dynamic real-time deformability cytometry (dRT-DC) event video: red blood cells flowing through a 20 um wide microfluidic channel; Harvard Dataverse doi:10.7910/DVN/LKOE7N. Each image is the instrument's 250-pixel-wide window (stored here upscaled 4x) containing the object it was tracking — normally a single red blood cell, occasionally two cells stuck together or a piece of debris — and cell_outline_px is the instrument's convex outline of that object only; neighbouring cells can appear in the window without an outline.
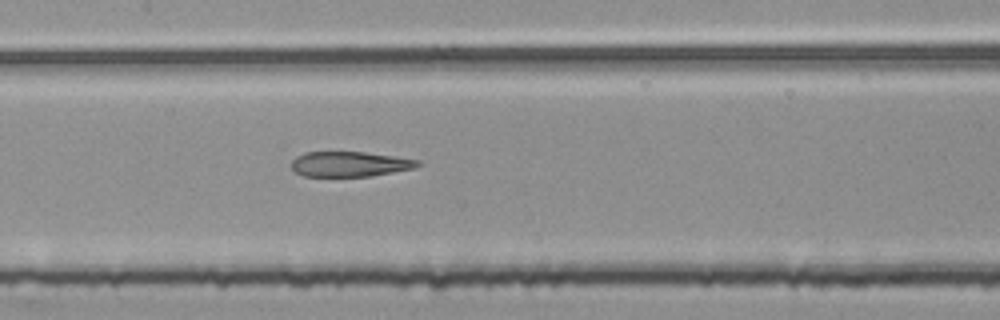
{"species": "common noctule bat (a hibernating species)", "species_latin": "Nyctalus noctula", "temperature_condition": "room temperature", "stored_images_in_passage": 54, "camera_frame_rate_fps": 3000, "um_per_image_px": 0.085, "animal": {"sex": "female", "body_mass_g": 25.1}, "frame": {"image": 1, "passage_image": 26, "time_ms": 8.333, "image_size_px": [1000, 320], "cell_outline_px": [[420, 164], [416, 168], [372, 176], [304, 176], [296, 172], [292, 168], [292, 160], [296, 156], [304, 152], [364, 152], [420, 160]], "centroid_in_image_um": [29.73, 13.95], "position_along_channel_um": 177.7, "area_um2": 18.44}}
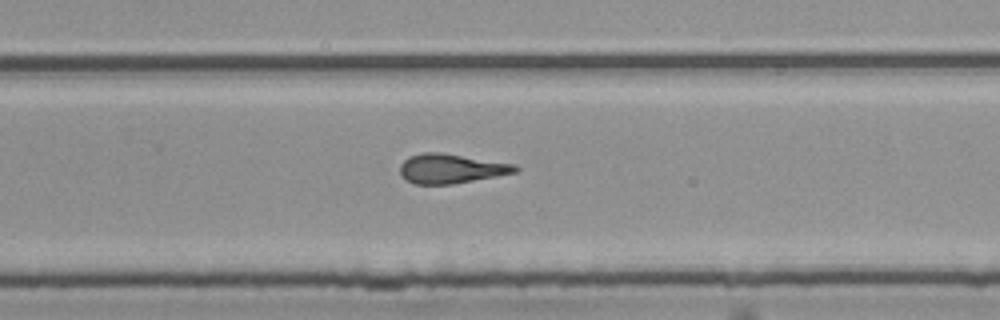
{"frame": {"image": 2, "passage_image": 35, "time_ms": 11.333, "image_size_px": [1000, 320], "cell_outline_px": [[520, 168], [516, 172], [496, 176], [452, 184], [416, 184], [404, 180], [400, 176], [400, 164], [408, 156], [420, 152], [440, 152], [516, 164]], "centroid_in_image_um": [38.29, 14.32], "position_along_channel_um": 291.5, "area_um2": 19.94}}
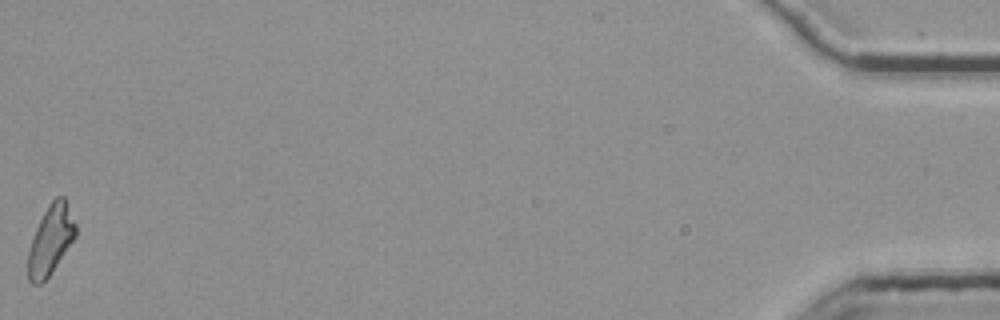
{"frame": {"image": 3, "passage_image": 54, "time_ms": 17.667, "image_size_px": [1000, 320], "cell_outline_px": [[76, 236], [48, 276], [40, 284], [32, 284], [28, 280], [28, 252], [36, 228], [44, 212], [52, 200], [56, 196], [64, 196], [76, 224]], "centroid_in_image_um": [4.31, 20.38], "position_along_channel_um": 430.9, "area_um2": 18.79}, "authors_computed_cell_mechanics": {"area_um2": 20.1144, "velocity_mm_per_s": 3.8097, "shape_relaxation_time_tau1_ms": null, "shape_relaxation_time_tau2_ms": 5.1172, "deformation_change_tau1": null, "deformation_change_tau2": 0.1872}}